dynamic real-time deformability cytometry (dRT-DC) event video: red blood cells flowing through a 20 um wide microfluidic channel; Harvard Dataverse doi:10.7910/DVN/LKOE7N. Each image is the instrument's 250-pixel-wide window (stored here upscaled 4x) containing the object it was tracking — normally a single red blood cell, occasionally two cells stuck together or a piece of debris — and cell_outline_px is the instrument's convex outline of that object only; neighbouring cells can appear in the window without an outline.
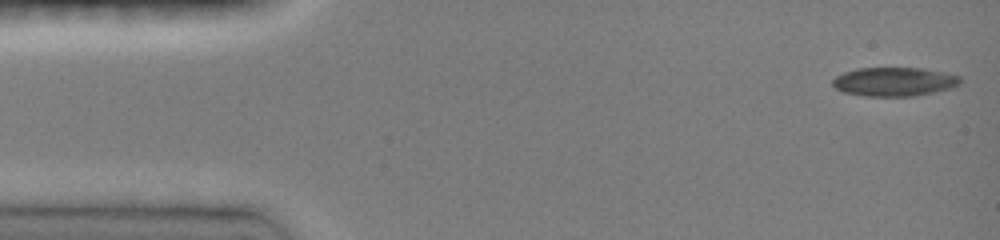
{"species": "common noctule bat (a hibernating species)", "species_latin": "Nyctalus noctula", "temperature_condition": "room temperature", "stored_images_in_passage": 46, "camera_frame_rate_fps": 3000, "um_per_image_px": 0.085, "animal": {"sex": "female", "body_mass_g": 19.0, "forearm_length_mm": 51.5}, "frame": {"image": 1, "passage_image": 1, "time_ms": 0.0, "image_size_px": [1000, 240], "cell_outline_px": [[960, 84], [936, 92], [912, 96], [864, 96], [844, 92], [836, 88], [832, 84], [832, 80], [836, 76], [844, 72], [856, 68], [924, 68], [960, 76]], "centroid_in_image_um": [75.99, 6.94], "position_along_channel_um": 9.0, "area_um2": 21.39}}
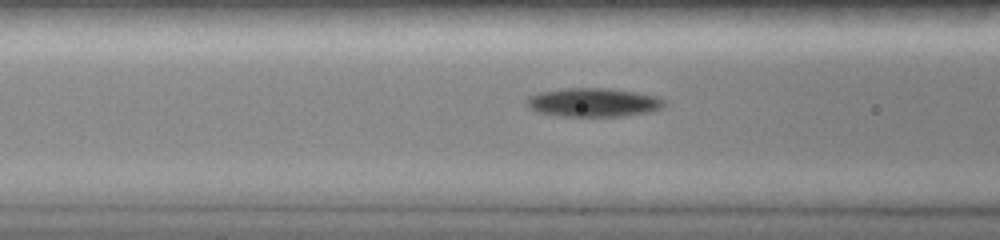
{"frame": {"image": 2, "passage_image": 17, "time_ms": 5.333, "image_size_px": [1000, 240], "cell_outline_px": [[664, 108], [648, 112], [624, 116], [560, 116], [536, 112], [528, 108], [524, 104], [524, 100], [528, 96], [536, 92], [568, 88], [608, 88], [636, 92], [660, 96], [664, 100]], "centroid_in_image_um": [50.39, 8.7], "position_along_channel_um": 116.2, "area_um2": 23.47}}
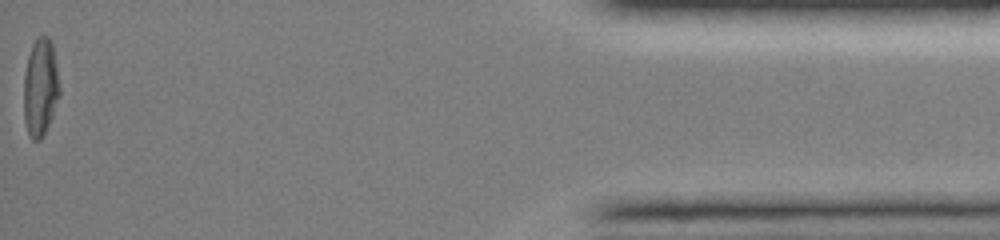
{"frame": {"image": 3, "passage_image": 46, "time_ms": 15.0, "image_size_px": [1000, 240], "cell_outline_px": [[60, 96], [52, 116], [40, 140], [32, 140], [28, 136], [24, 120], [24, 76], [28, 56], [32, 44], [36, 36], [48, 36], [52, 44], [56, 64], [60, 88]], "centroid_in_image_um": [3.43, 7.43], "position_along_channel_um": 431.8, "area_um2": 20.46}}